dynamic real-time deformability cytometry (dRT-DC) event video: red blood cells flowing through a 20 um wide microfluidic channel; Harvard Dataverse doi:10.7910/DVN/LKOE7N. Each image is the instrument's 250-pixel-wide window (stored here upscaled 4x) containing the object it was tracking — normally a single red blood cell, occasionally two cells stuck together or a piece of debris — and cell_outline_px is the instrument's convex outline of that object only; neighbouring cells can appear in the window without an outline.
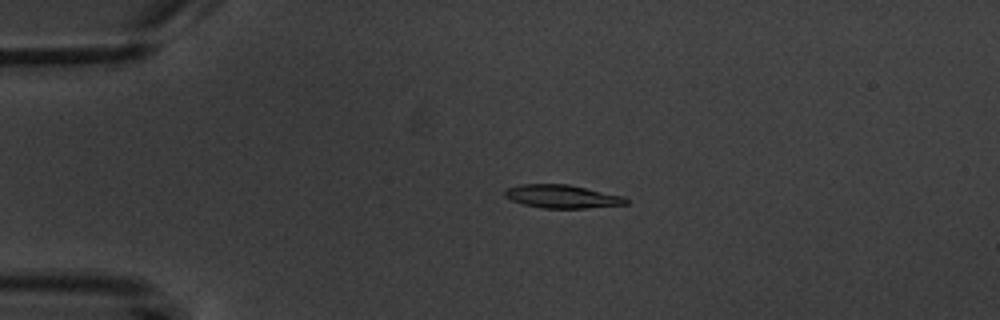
{"species": "common noctule bat (a hibernating species)", "species_latin": "Nyctalus noctula", "temperature_condition": "warm", "stored_images_in_passage": 2, "camera_frame_rate_fps": 3000, "um_per_image_px": 0.085, "animal": {"sex": "male", "body_mass_g": 20.1, "forearm_length_mm": 53.5}, "frame": {"image": 1, "passage_image": 1, "time_ms": 0.0, "image_size_px": [1000, 320], "cell_outline_px": [[628, 204], [584, 208], [544, 208], [524, 204], [512, 200], [504, 196], [504, 192], [508, 188], [520, 184], [568, 184], [624, 196], [628, 200]], "centroid_in_image_um": [47.79, 16.69], "position_along_channel_um": 37.2, "area_um2": 16.3}}